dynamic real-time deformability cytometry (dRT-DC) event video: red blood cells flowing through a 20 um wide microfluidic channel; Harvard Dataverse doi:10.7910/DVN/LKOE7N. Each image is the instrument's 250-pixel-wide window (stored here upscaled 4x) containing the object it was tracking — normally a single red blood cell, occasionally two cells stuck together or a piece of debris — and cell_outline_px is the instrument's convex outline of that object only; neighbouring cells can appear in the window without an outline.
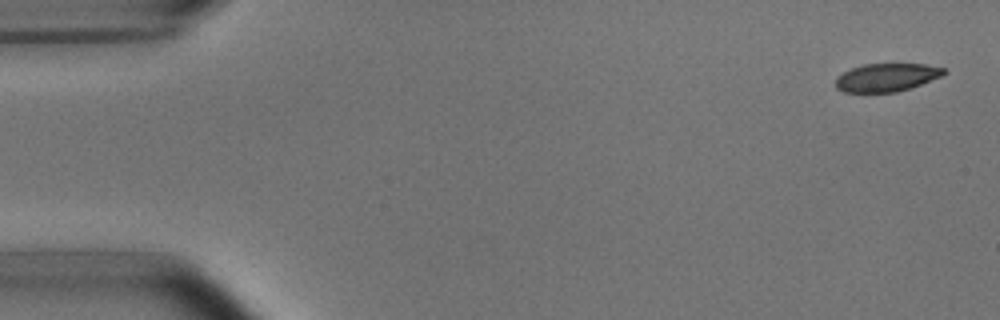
{"species": "common noctule bat (a hibernating species)", "species_latin": "Nyctalus noctula", "temperature_condition": "room temperature", "stored_images_in_passage": 6, "segment_of_instrument_passage": [1, 2], "camera_frame_rate_fps": 3000, "um_per_image_px": 0.085, "animal": {"sex": "male", "body_mass_g": 15.6}, "frame": {"image": 1, "passage_image": 1, "time_ms": 0.0, "image_size_px": [1000, 320], "cell_outline_px": [[948, 72], [940, 76], [920, 84], [896, 92], [844, 92], [836, 88], [836, 76], [852, 68], [864, 64], [924, 64], [944, 68]], "centroid_in_image_um": [75.33, 6.58], "position_along_channel_um": 9.7, "area_um2": 17.51}}